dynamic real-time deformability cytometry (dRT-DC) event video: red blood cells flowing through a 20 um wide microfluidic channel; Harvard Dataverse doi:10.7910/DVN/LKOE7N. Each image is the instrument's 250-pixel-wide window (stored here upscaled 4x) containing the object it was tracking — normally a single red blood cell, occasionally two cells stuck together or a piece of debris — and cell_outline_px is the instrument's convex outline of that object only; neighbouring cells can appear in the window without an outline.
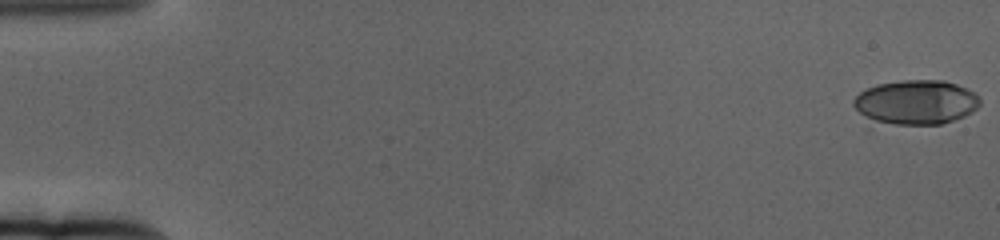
{"species": "human", "species_latin": "Homo sapiens", "temperature_condition": "cold", "stored_images_in_passage": 62, "camera_frame_rate_fps": 3000, "um_per_image_px": 0.085, "donor": {"sex": "female"}, "frame": {"image": 1, "passage_image": 1, "time_ms": 0.0, "image_size_px": [1000, 240], "cell_outline_px": [[980, 104], [972, 112], [964, 116], [940, 124], [896, 124], [876, 120], [860, 112], [852, 104], [852, 100], [860, 92], [876, 84], [900, 80], [944, 80], [968, 88], [976, 92], [980, 96]], "centroid_in_image_um": [77.92, 8.66], "position_along_channel_um": 7.1, "area_um2": 32.48}}
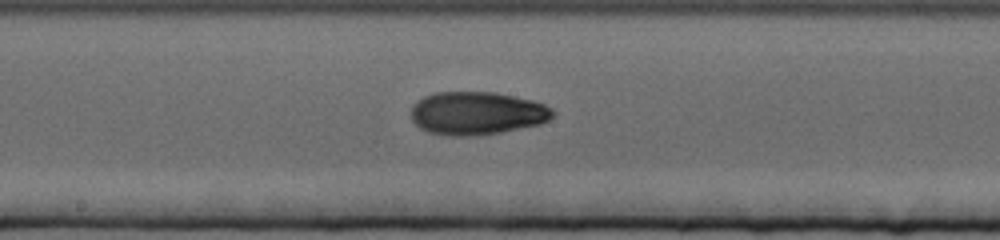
{"frame": {"image": 2, "passage_image": 34, "time_ms": 11.0, "image_size_px": [1000, 240], "cell_outline_px": [[556, 112], [548, 120], [540, 124], [500, 132], [476, 136], [448, 136], [428, 132], [420, 128], [412, 120], [412, 104], [416, 100], [432, 92], [496, 92], [532, 100], [544, 104], [552, 108]], "centroid_in_image_um": [40.52, 9.62], "position_along_channel_um": 207.7, "area_um2": 35.84}}
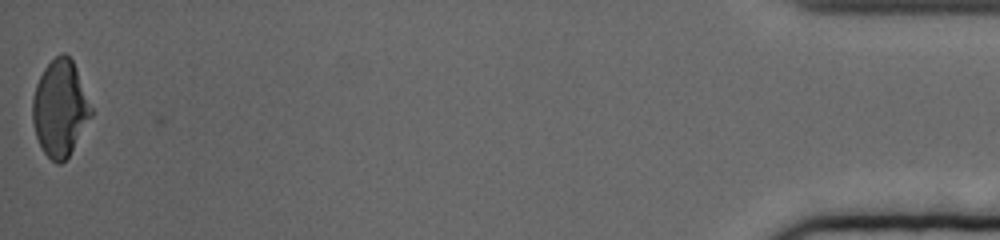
{"frame": {"image": 3, "passage_image": 62, "time_ms": 20.333, "image_size_px": [1000, 240], "cell_outline_px": [[92, 116], [68, 156], [60, 164], [56, 164], [44, 152], [36, 136], [32, 120], [32, 100], [36, 84], [44, 68], [60, 52], [64, 52], [72, 60], [76, 68], [92, 108]], "centroid_in_image_um": [5.09, 9.19], "position_along_channel_um": 430.1, "area_um2": 32.54}, "authors_computed_cell_mechanics": {"area_um2": 33.3795, "velocity_mm_per_s": 3.334, "shape_relaxation_time_tau1_ms": 7.6917, "shape_relaxation_time_tau2_ms": 4.8588, "deformation_change_tau1": 0.2309, "deformation_change_tau2": 0.0675}}